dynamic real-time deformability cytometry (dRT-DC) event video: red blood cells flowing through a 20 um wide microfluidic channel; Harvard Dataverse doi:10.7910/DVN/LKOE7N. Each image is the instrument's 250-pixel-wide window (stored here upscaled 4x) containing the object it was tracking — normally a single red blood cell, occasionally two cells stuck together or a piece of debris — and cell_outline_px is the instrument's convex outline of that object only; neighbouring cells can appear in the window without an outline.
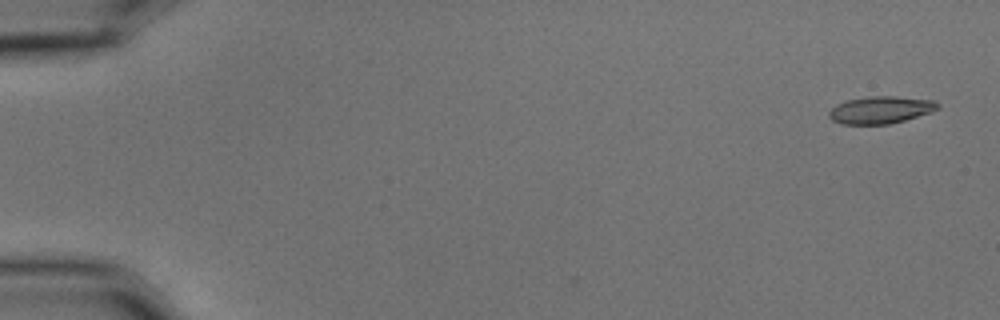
{"species": "common noctule bat (a hibernating species)", "species_latin": "Nyctalus noctula", "temperature_condition": "cold", "stored_images_in_passage": 5, "camera_frame_rate_fps": 3000, "um_per_image_px": 0.085, "animal": {"sex": "male", "body_mass_g": 15.6}, "frame": {"image": 1, "passage_image": 1, "time_ms": 0.0, "image_size_px": [1000, 320], "cell_outline_px": [[940, 108], [932, 112], [904, 120], [888, 124], [840, 124], [832, 120], [828, 116], [828, 112], [836, 104], [848, 100], [868, 96], [896, 96], [936, 100], [940, 104]], "centroid_in_image_um": [74.88, 9.33], "position_along_channel_um": 10.1, "area_um2": 17.46}}
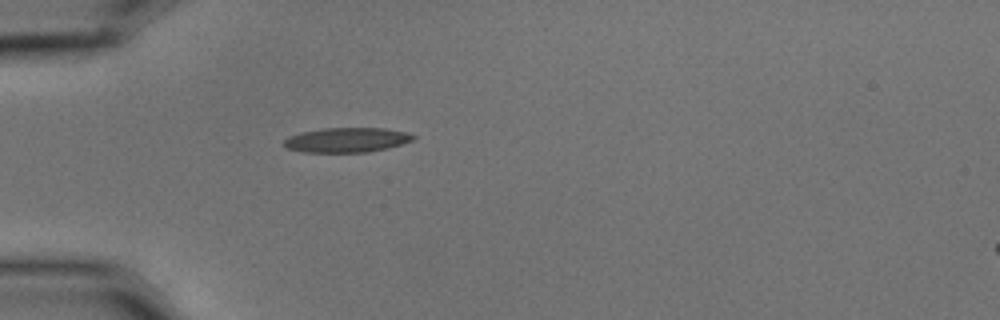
{"frame": {"image": 2, "passage_image": 5, "time_ms": 1.333, "image_size_px": [1000, 320], "cell_outline_px": [[416, 136], [412, 140], [388, 148], [368, 152], [304, 152], [288, 148], [284, 144], [284, 140], [288, 136], [300, 132], [324, 128], [384, 128], [408, 132]], "centroid_in_image_um": [29.48, 11.89], "position_along_channel_um": 55.5, "area_um2": 18.55}}